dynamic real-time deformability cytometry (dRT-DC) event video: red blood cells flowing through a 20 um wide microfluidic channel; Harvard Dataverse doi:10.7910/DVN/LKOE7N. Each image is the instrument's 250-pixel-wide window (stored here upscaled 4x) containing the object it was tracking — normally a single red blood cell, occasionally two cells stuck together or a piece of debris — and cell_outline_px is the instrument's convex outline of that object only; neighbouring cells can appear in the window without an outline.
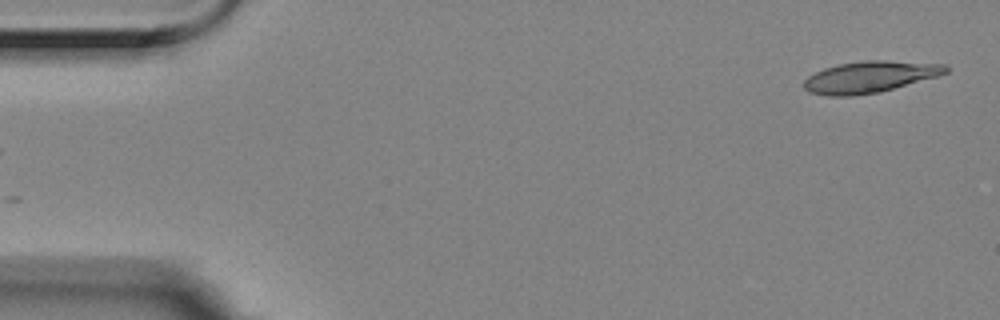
{"species": "Egyptian fruit bat (a non-hibernating species)", "species_latin": "Rousettus aegyptiacus", "temperature_condition": "room temperature", "stored_images_in_passage": 5, "segment_of_instrument_passage": [2, 2], "camera_frame_rate_fps": 3000, "um_per_image_px": 0.085, "animal": {"sex": "female"}, "frame": {"image": 1, "passage_image": 5, "time_ms": 1.333, "image_size_px": [1000, 320], "cell_outline_px": [[948, 72], [940, 76], [880, 92], [852, 96], [828, 96], [808, 92], [804, 88], [804, 80], [808, 76], [824, 68], [840, 64], [864, 60], [884, 60], [948, 64]], "centroid_in_image_um": [73.97, 6.54], "position_along_channel_um": 11.0, "area_um2": 26.24}}